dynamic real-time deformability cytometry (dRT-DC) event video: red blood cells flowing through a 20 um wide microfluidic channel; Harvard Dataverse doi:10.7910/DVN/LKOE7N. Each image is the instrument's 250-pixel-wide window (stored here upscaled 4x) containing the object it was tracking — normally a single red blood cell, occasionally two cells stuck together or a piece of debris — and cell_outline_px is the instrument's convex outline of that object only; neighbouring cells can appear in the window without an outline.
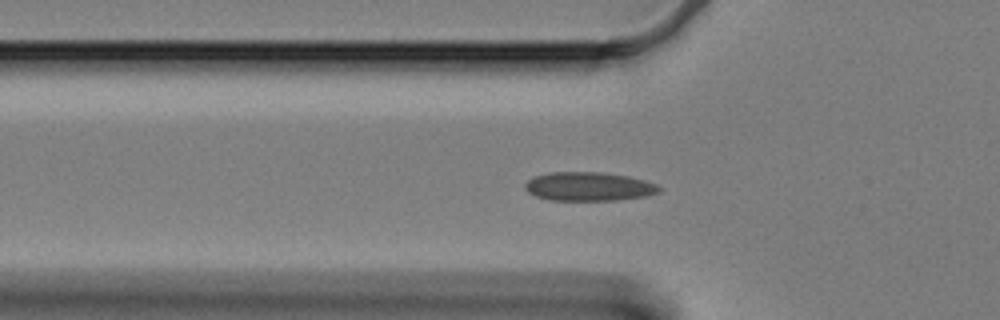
{"species": "Egyptian fruit bat (a non-hibernating species)", "species_latin": "Rousettus aegyptiacus", "temperature_condition": "cold", "stored_images_in_passage": 47, "camera_frame_rate_fps": 3000, "um_per_image_px": 0.085, "animal": {"sex": "female"}, "frame": {"image": 1, "passage_image": 6, "time_ms": 1.667, "image_size_px": [1000, 320], "cell_outline_px": [[660, 192], [648, 196], [616, 200], [548, 200], [536, 196], [528, 192], [524, 188], [524, 184], [532, 176], [552, 172], [600, 172], [628, 176], [644, 180], [656, 184], [660, 188]], "centroid_in_image_um": [50.02, 15.85], "position_along_channel_um": 75.8, "area_um2": 22.6}}
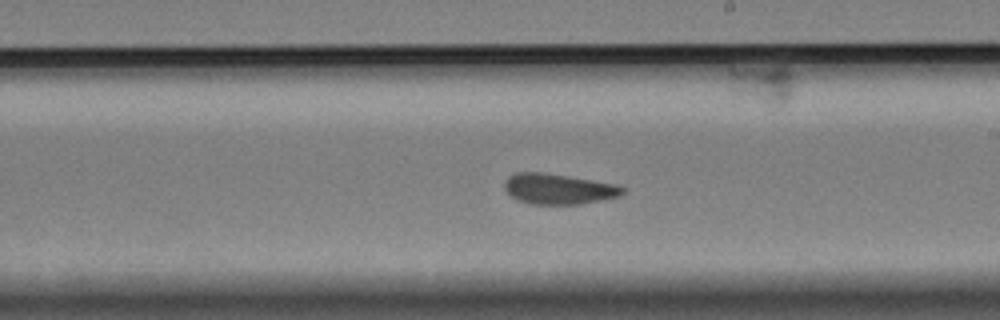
{"frame": {"image": 2, "passage_image": 21, "time_ms": 6.667, "image_size_px": [1000, 320], "cell_outline_px": [[624, 192], [620, 196], [580, 204], [532, 204], [516, 200], [504, 188], [504, 184], [508, 176], [516, 172], [544, 172], [616, 184], [624, 188]], "centroid_in_image_um": [47.45, 16.05], "position_along_channel_um": 241.6, "area_um2": 20.92}}
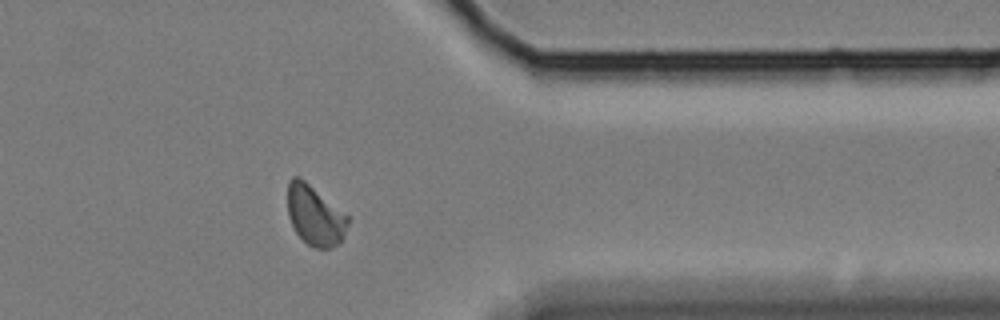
{"frame": {"image": 3, "passage_image": 35, "time_ms": 11.333, "image_size_px": [1000, 320], "cell_outline_px": [[348, 224], [344, 236], [332, 248], [316, 248], [308, 244], [296, 232], [288, 216], [288, 180], [292, 176], [300, 176], [348, 216]], "centroid_in_image_um": [26.75, 18.29], "position_along_channel_um": 384.7, "area_um2": 20.81}, "authors_computed_cell_mechanics": {"area_um2": 21.2126, "velocity_mm_per_s": 3.299, "shape_relaxation_time_tau1_ms": null, "shape_relaxation_time_tau2_ms": 1.9509, "deformation_change_tau1": null, "deformation_change_tau2": 0.0606}}